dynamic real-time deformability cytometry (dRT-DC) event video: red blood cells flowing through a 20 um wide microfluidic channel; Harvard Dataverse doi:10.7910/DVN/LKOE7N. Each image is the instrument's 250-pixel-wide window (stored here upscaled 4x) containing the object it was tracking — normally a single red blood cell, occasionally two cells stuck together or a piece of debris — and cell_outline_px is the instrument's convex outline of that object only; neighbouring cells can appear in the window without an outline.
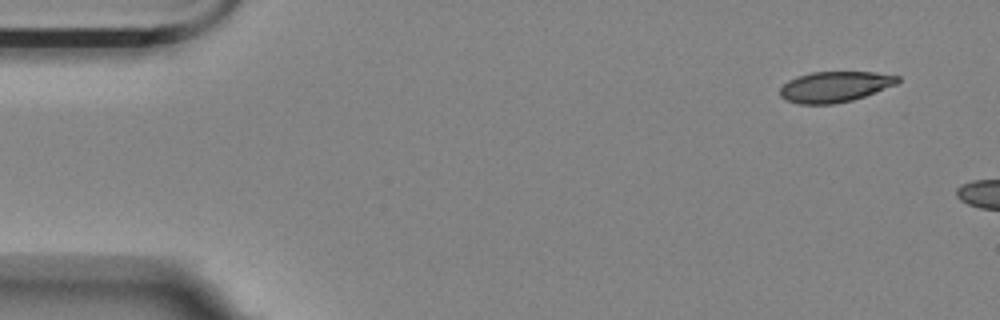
{"species": "Egyptian fruit bat (a non-hibernating species)", "species_latin": "Rousettus aegyptiacus", "temperature_condition": "room temperature", "stored_images_in_passage": 4, "camera_frame_rate_fps": 3000, "um_per_image_px": 0.085, "animal": {"sex": "female"}, "frame": {"image": 1, "passage_image": 1, "time_ms": 0.0, "image_size_px": [1000, 320], "cell_outline_px": [[900, 80], [896, 84], [864, 96], [852, 100], [832, 104], [800, 104], [788, 100], [780, 96], [780, 88], [788, 80], [796, 76], [812, 72], [876, 72], [900, 76]], "centroid_in_image_um": [70.95, 7.36], "position_along_channel_um": 14.0, "area_um2": 20.92}}